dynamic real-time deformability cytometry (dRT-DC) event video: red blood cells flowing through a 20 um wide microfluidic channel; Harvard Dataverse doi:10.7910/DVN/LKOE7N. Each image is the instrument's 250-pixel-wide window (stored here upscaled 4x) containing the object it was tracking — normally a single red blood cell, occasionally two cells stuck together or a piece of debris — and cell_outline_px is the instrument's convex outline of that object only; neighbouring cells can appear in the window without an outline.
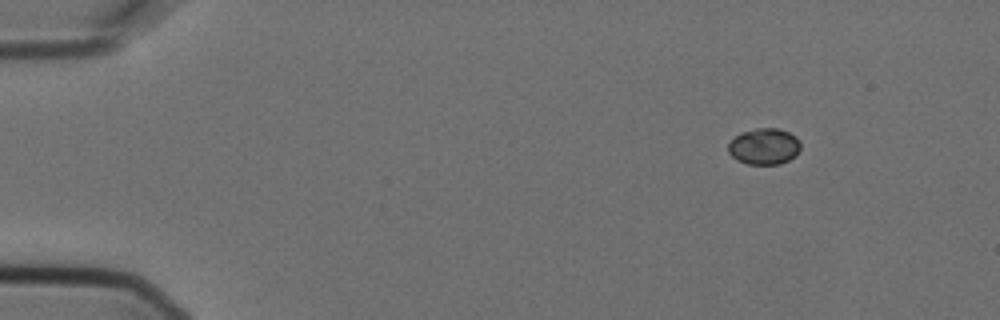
{"species": "Egyptian fruit bat (a non-hibernating species)", "species_latin": "Rousettus aegyptiacus", "temperature_condition": "cold", "stored_images_in_passage": 3, "camera_frame_rate_fps": 3000, "um_per_image_px": 0.085, "animal": {"sex": "female"}, "frame": {"image": 1, "passage_image": 1, "time_ms": 0.0, "image_size_px": [1000, 320], "cell_outline_px": [[800, 148], [796, 156], [780, 164], [748, 164], [736, 160], [728, 152], [728, 144], [740, 132], [756, 128], [780, 128], [796, 136], [800, 144]], "centroid_in_image_um": [64.95, 12.44], "position_along_channel_um": 20.0, "area_um2": 15.37}}
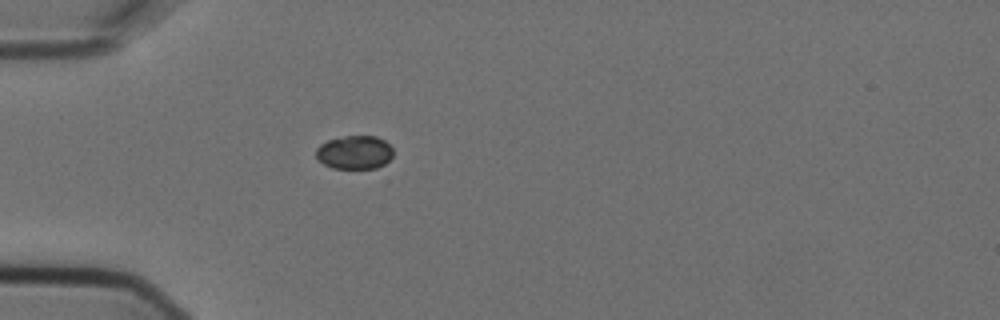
{"frame": {"image": 2, "passage_image": 3, "time_ms": 0.667, "image_size_px": [1000, 320], "cell_outline_px": [[392, 156], [384, 164], [376, 168], [332, 168], [316, 160], [316, 148], [320, 144], [328, 140], [344, 136], [376, 136], [384, 140], [392, 148]], "centroid_in_image_um": [30.1, 12.95], "position_along_channel_um": 54.9, "area_um2": 15.09}}